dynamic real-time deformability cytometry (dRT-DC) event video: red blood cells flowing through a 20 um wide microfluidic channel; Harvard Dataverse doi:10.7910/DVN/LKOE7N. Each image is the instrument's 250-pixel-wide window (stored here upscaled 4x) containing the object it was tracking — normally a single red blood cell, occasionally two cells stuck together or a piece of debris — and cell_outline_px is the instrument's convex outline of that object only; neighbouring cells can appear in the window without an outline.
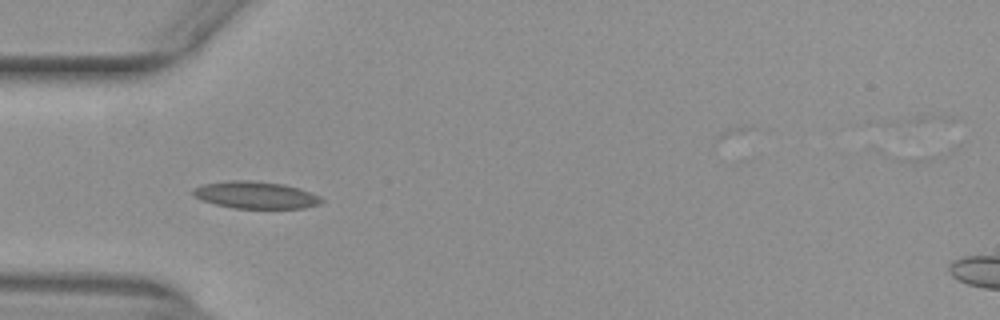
{"species": "common noctule bat (a hibernating species)", "species_latin": "Nyctalus noctula", "temperature_condition": "warm", "stored_images_in_passage": 37, "camera_frame_rate_fps": 3000, "um_per_image_px": 0.085, "animal": {"sex": "female", "body_mass_g": 29.2, "forearm_length_mm": 56.3}, "frame": {"image": 1, "passage_image": 1, "time_ms": 0.0, "image_size_px": [1000, 320], "cell_outline_px": [[324, 200], [320, 204], [304, 208], [232, 208], [200, 200], [192, 196], [192, 188], [204, 184], [228, 180], [252, 180], [284, 184], [300, 188], [320, 196]], "centroid_in_image_um": [21.71, 16.57], "position_along_channel_um": 63.3, "area_um2": 20.52}}
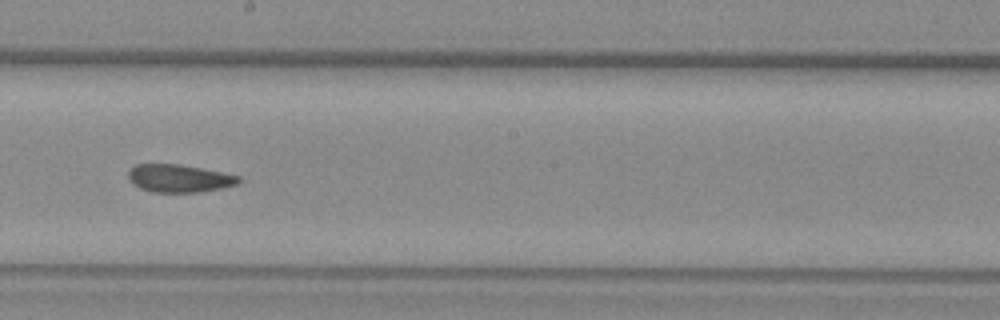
{"frame": {"image": 2, "passage_image": 14, "time_ms": 4.333, "image_size_px": [1000, 320], "cell_outline_px": [[244, 180], [236, 184], [220, 188], [200, 192], [152, 192], [140, 188], [132, 184], [128, 180], [128, 172], [136, 164], [180, 164], [240, 176]], "centroid_in_image_um": [15.21, 15.16], "position_along_channel_um": 233.0, "area_um2": 17.86}}
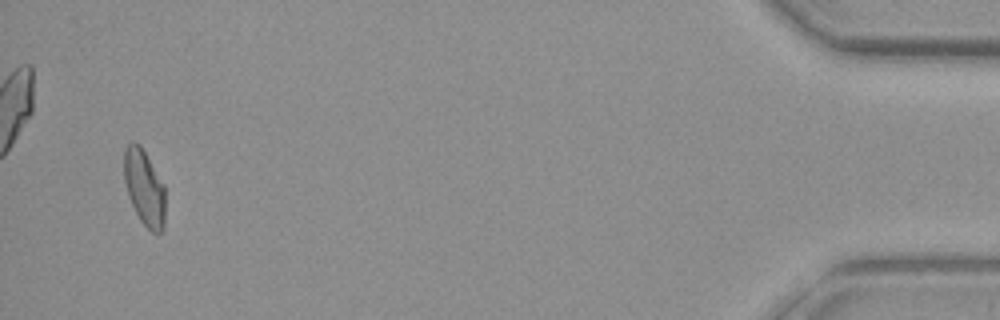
{"frame": {"image": 3, "passage_image": 35, "time_ms": 11.333, "image_size_px": [1000, 320], "cell_outline_px": [[164, 228], [156, 236], [140, 220], [132, 204], [124, 180], [124, 148], [132, 140], [140, 144], [164, 184]], "centroid_in_image_um": [12.27, 15.93], "position_along_channel_um": 422.9, "area_um2": 18.15}, "authors_computed_cell_mechanics": {"area_um2": 18.4382, "velocity_mm_per_s": 3.9539, "shape_relaxation_time_tau1_ms": null, "shape_relaxation_time_tau2_ms": 2.1351, "deformation_change_tau1": null, "deformation_change_tau2": 0.0818}}